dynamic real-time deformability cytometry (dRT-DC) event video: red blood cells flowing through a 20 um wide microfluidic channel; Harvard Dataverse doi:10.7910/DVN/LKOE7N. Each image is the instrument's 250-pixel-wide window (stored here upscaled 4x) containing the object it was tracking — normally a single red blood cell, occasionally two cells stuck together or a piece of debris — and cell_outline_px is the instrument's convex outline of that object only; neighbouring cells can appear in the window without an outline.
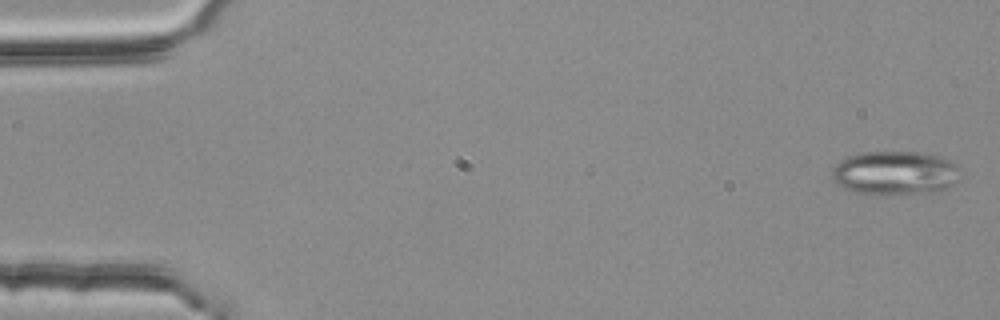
{"species": "common noctule bat (a hibernating species)", "species_latin": "Nyctalus noctula", "temperature_condition": "room temperature", "stored_images_in_passage": 4, "camera_frame_rate_fps": 3000, "um_per_image_px": 0.085, "animal": {"sex": "female", "body_mass_g": 25.1}, "frame": {"image": 1, "passage_image": 1, "time_ms": 0.0, "image_size_px": [1000, 320], "cell_outline_px": [[960, 168], [956, 180], [948, 188], [932, 192], [876, 196], [856, 192], [844, 188], [832, 180], [832, 168], [840, 160], [848, 156], [860, 152], [920, 152], [940, 156], [956, 164]], "centroid_in_image_um": [76.04, 14.71], "position_along_channel_um": 9.0, "area_um2": 33.18}}